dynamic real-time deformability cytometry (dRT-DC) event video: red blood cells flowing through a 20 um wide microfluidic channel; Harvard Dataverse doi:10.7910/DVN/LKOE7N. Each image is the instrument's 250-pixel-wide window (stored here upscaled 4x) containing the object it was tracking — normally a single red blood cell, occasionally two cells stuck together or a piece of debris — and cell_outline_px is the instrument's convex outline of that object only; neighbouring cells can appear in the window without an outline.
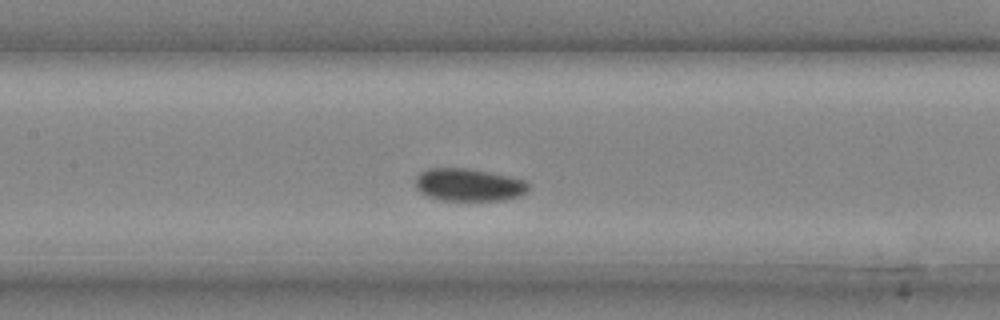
{"species": "common noctule bat (a hibernating species)", "species_latin": "Nyctalus noctula", "temperature_condition": "cold", "stored_images_in_passage": 25, "camera_frame_rate_fps": 3000, "um_per_image_px": 0.085, "animal": {"sex": "male", "body_mass_g": 20.4}, "frame": {"image": 1, "passage_image": 11, "time_ms": 3.333, "image_size_px": [1000, 320], "cell_outline_px": [[528, 188], [520, 196], [504, 200], [444, 200], [428, 196], [420, 192], [416, 188], [416, 176], [420, 172], [428, 168], [468, 168], [508, 176], [524, 180], [528, 184]], "centroid_in_image_um": [39.81, 15.7], "position_along_channel_um": 167.6, "area_um2": 21.33}}
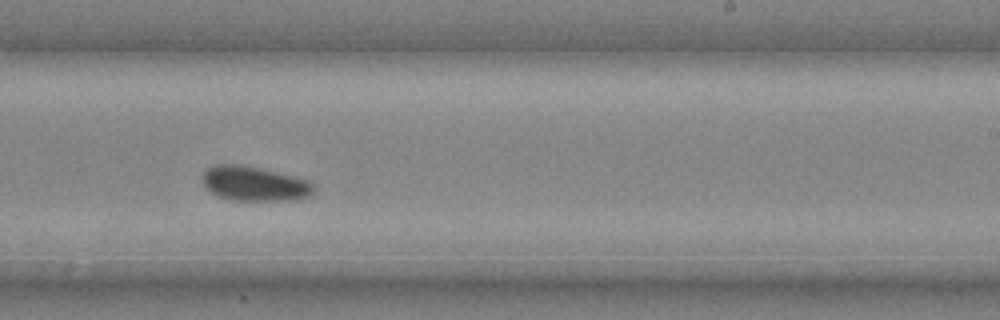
{"frame": {"image": 2, "passage_image": 16, "time_ms": 5.0, "image_size_px": [1000, 320], "cell_outline_px": [[316, 188], [308, 196], [300, 200], [232, 200], [220, 196], [212, 192], [204, 184], [200, 176], [208, 168], [216, 164], [240, 164], [260, 168], [308, 180]], "centroid_in_image_um": [21.62, 15.61], "position_along_channel_um": 267.4, "area_um2": 22.31}}
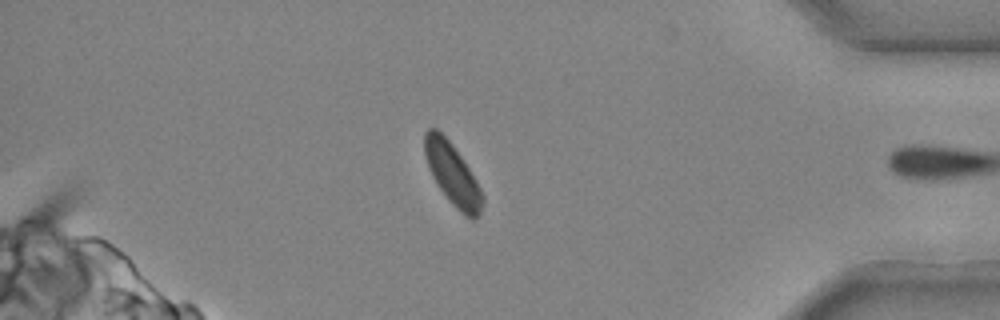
{"frame": {"image": 3, "passage_image": 24, "time_ms": 7.667, "image_size_px": [1000, 320], "cell_outline_px": [[484, 204], [476, 220], [472, 220], [464, 216], [452, 204], [440, 188], [432, 176], [428, 168], [424, 152], [424, 132], [428, 128], [436, 128], [452, 144], [476, 180], [484, 196]], "centroid_in_image_um": [38.47, 14.84], "position_along_channel_um": 396.7, "area_um2": 20.69}}